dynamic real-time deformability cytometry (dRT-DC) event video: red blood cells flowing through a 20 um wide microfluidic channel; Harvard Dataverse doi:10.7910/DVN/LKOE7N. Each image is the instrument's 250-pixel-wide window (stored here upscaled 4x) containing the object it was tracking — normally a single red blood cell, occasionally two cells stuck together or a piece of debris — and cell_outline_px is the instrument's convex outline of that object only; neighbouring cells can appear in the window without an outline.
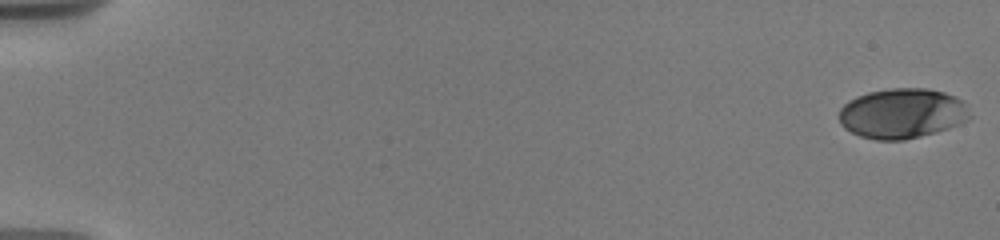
{"species": "human", "species_latin": "Homo sapiens", "temperature_condition": "warm", "stored_images_in_passage": 51, "camera_frame_rate_fps": 3000, "um_per_image_px": 0.085, "donor": {"sex": "male"}, "frame": {"image": 1, "passage_image": 1, "time_ms": 0.0, "image_size_px": [1000, 240], "cell_outline_px": [[972, 116], [968, 120], [960, 124], [936, 132], [904, 140], [876, 140], [860, 136], [844, 128], [840, 124], [840, 108], [848, 100], [856, 96], [868, 92], [892, 88], [928, 88], [944, 92], [956, 96], [964, 100]], "centroid_in_image_um": [76.71, 9.63], "position_along_channel_um": 8.3, "area_um2": 38.49}}
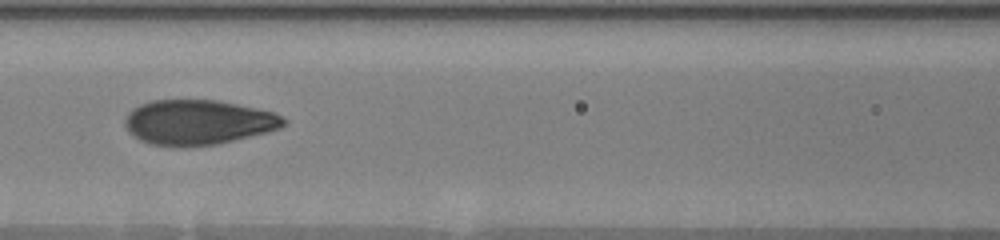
{"frame": {"image": 2, "passage_image": 23, "time_ms": 8.667, "image_size_px": [1000, 240], "cell_outline_px": [[288, 124], [280, 128], [268, 132], [216, 144], [176, 148], [148, 144], [140, 140], [128, 132], [124, 124], [124, 120], [128, 112], [132, 108], [140, 104], [152, 100], [216, 100], [256, 108], [272, 112], [288, 120]], "centroid_in_image_um": [16.8, 10.41], "position_along_channel_um": 149.8, "area_um2": 41.91}}
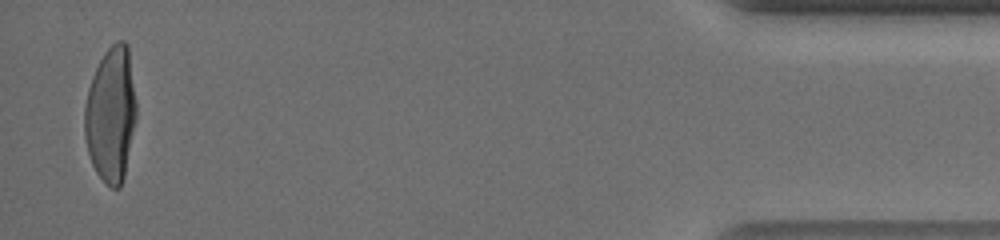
{"frame": {"image": 3, "passage_image": 51, "time_ms": 18.0, "image_size_px": [1000, 240], "cell_outline_px": [[136, 120], [124, 176], [120, 188], [112, 188], [96, 172], [92, 164], [88, 152], [84, 136], [84, 108], [88, 88], [92, 76], [104, 52], [116, 40], [124, 40], [128, 44], [136, 100]], "centroid_in_image_um": [9.43, 9.69], "position_along_channel_um": 425.8, "area_um2": 40.92}, "authors_computed_cell_mechanics": {"area_um2": 40.2288, "velocity_mm_per_s": 3.7228, "shape_relaxation_time_tau1_ms": 5.9984, "shape_relaxation_time_tau2_ms": null, "deformation_change_tau1": 0.2626, "deformation_change_tau2": null}}